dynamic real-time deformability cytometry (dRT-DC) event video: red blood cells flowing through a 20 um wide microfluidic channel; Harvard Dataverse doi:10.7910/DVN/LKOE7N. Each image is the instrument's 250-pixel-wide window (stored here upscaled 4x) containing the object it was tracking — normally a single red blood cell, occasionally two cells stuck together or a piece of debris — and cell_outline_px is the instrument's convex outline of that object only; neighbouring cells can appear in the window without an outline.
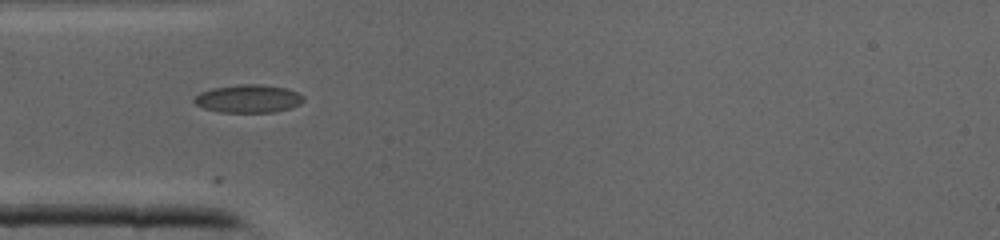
{"species": "common noctule bat (a hibernating species)", "species_latin": "Nyctalus noctula", "temperature_condition": "cold", "stored_images_in_passage": 6, "camera_frame_rate_fps": 3000, "um_per_image_px": 0.085, "animal": {"sex": "male", "body_mass_g": 19.0, "forearm_length_mm": 50.8}, "frame": {"image": 1, "passage_image": 1, "time_ms": 0.0, "image_size_px": [1000, 240], "cell_outline_px": [[304, 100], [300, 104], [288, 108], [272, 112], [220, 112], [204, 108], [196, 104], [192, 100], [200, 92], [212, 88], [240, 84], [260, 84], [284, 88], [296, 92], [304, 96]], "centroid_in_image_um": [21.08, 8.38], "position_along_channel_um": 63.9, "area_um2": 17.69}}
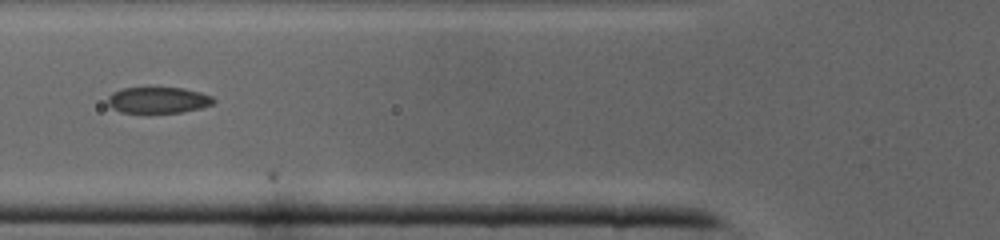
{"frame": {"image": 2, "passage_image": 4, "time_ms": 1.0, "image_size_px": [1000, 240], "cell_outline_px": [[216, 100], [212, 104], [200, 108], [180, 112], [120, 112], [112, 108], [108, 104], [108, 96], [112, 92], [124, 88], [184, 88], [200, 92], [212, 96]], "centroid_in_image_um": [13.44, 8.5], "position_along_channel_um": 112.4, "area_um2": 15.95}}